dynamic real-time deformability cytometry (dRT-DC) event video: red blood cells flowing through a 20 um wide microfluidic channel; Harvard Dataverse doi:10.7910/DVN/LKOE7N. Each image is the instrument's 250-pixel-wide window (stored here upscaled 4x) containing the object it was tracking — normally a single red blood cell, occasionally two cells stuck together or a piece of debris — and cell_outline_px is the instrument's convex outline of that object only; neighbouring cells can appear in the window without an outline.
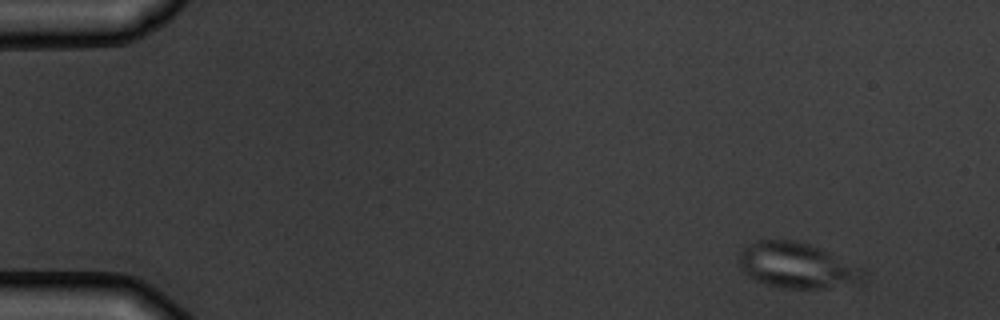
{"species": "common noctule bat (a hibernating species)", "species_latin": "Nyctalus noctula", "temperature_condition": "warm", "stored_images_in_passage": 9, "camera_frame_rate_fps": 3000, "um_per_image_px": 0.085, "animal": {"sex": "male", "body_mass_g": 19.5, "forearm_length_mm": 54.6}, "frame": {"image": 1, "passage_image": 1, "time_ms": 0.0, "image_size_px": [1000, 320], "cell_outline_px": [[868, 276], [860, 284], [824, 288], [780, 288], [764, 284], [748, 276], [740, 268], [740, 252], [744, 248], [760, 240], [792, 240], [808, 244], [820, 248], [864, 268], [868, 272]], "centroid_in_image_um": [67.83, 22.6], "position_along_channel_um": 17.2, "area_um2": 33.23}}
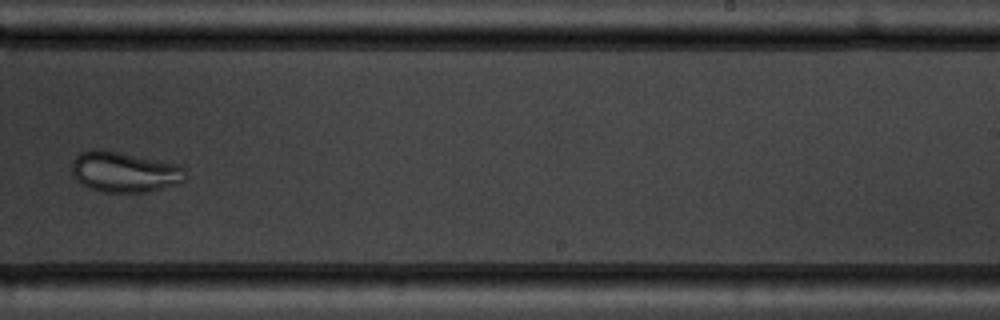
{"frame": {"image": 2, "passage_image": 9, "time_ms": 10.0, "image_size_px": [1000, 320], "cell_outline_px": [[184, 180], [180, 184], [148, 192], [100, 192], [88, 188], [76, 180], [72, 176], [72, 160], [80, 152], [92, 148], [100, 148], [180, 164], [184, 168]], "centroid_in_image_um": [10.55, 14.61], "position_along_channel_um": 278.5, "area_um2": 27.34}}